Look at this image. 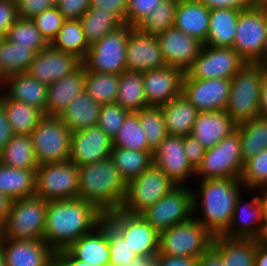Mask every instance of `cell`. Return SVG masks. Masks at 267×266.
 Instances as JSON below:
<instances>
[{"instance_id": "1", "label": "cell", "mask_w": 267, "mask_h": 266, "mask_svg": "<svg viewBox=\"0 0 267 266\" xmlns=\"http://www.w3.org/2000/svg\"><path fill=\"white\" fill-rule=\"evenodd\" d=\"M104 217L95 204L80 198L48 201L44 241L54 251L67 249L100 225Z\"/></svg>"}, {"instance_id": "2", "label": "cell", "mask_w": 267, "mask_h": 266, "mask_svg": "<svg viewBox=\"0 0 267 266\" xmlns=\"http://www.w3.org/2000/svg\"><path fill=\"white\" fill-rule=\"evenodd\" d=\"M198 186V191L192 190L193 217L213 236L222 235L231 223L237 198L246 188L240 178L202 179Z\"/></svg>"}, {"instance_id": "3", "label": "cell", "mask_w": 267, "mask_h": 266, "mask_svg": "<svg viewBox=\"0 0 267 266\" xmlns=\"http://www.w3.org/2000/svg\"><path fill=\"white\" fill-rule=\"evenodd\" d=\"M127 183L111 157L79 166L77 198L95 204L104 214L122 207Z\"/></svg>"}, {"instance_id": "4", "label": "cell", "mask_w": 267, "mask_h": 266, "mask_svg": "<svg viewBox=\"0 0 267 266\" xmlns=\"http://www.w3.org/2000/svg\"><path fill=\"white\" fill-rule=\"evenodd\" d=\"M47 206L48 200L36 195L11 200L0 235L10 240H44Z\"/></svg>"}, {"instance_id": "5", "label": "cell", "mask_w": 267, "mask_h": 266, "mask_svg": "<svg viewBox=\"0 0 267 266\" xmlns=\"http://www.w3.org/2000/svg\"><path fill=\"white\" fill-rule=\"evenodd\" d=\"M263 74L256 63H245L231 78L229 102L225 111L237 124L260 116Z\"/></svg>"}, {"instance_id": "6", "label": "cell", "mask_w": 267, "mask_h": 266, "mask_svg": "<svg viewBox=\"0 0 267 266\" xmlns=\"http://www.w3.org/2000/svg\"><path fill=\"white\" fill-rule=\"evenodd\" d=\"M214 236L194 217L160 232L159 254L199 258Z\"/></svg>"}, {"instance_id": "7", "label": "cell", "mask_w": 267, "mask_h": 266, "mask_svg": "<svg viewBox=\"0 0 267 266\" xmlns=\"http://www.w3.org/2000/svg\"><path fill=\"white\" fill-rule=\"evenodd\" d=\"M130 26L124 23L91 45L82 60L90 72L121 74L126 70V47Z\"/></svg>"}, {"instance_id": "8", "label": "cell", "mask_w": 267, "mask_h": 266, "mask_svg": "<svg viewBox=\"0 0 267 266\" xmlns=\"http://www.w3.org/2000/svg\"><path fill=\"white\" fill-rule=\"evenodd\" d=\"M71 134L59 117L44 116L30 134L37 164L68 161Z\"/></svg>"}, {"instance_id": "9", "label": "cell", "mask_w": 267, "mask_h": 266, "mask_svg": "<svg viewBox=\"0 0 267 266\" xmlns=\"http://www.w3.org/2000/svg\"><path fill=\"white\" fill-rule=\"evenodd\" d=\"M244 163L240 137L235 131L205 151L201 164L195 170V177L200 180L241 178Z\"/></svg>"}, {"instance_id": "10", "label": "cell", "mask_w": 267, "mask_h": 266, "mask_svg": "<svg viewBox=\"0 0 267 266\" xmlns=\"http://www.w3.org/2000/svg\"><path fill=\"white\" fill-rule=\"evenodd\" d=\"M79 167L73 161L38 165L35 169V195L45 200L77 198Z\"/></svg>"}, {"instance_id": "11", "label": "cell", "mask_w": 267, "mask_h": 266, "mask_svg": "<svg viewBox=\"0 0 267 266\" xmlns=\"http://www.w3.org/2000/svg\"><path fill=\"white\" fill-rule=\"evenodd\" d=\"M176 187V184L152 164L127 183L125 200L120 209L129 214H141Z\"/></svg>"}, {"instance_id": "12", "label": "cell", "mask_w": 267, "mask_h": 266, "mask_svg": "<svg viewBox=\"0 0 267 266\" xmlns=\"http://www.w3.org/2000/svg\"><path fill=\"white\" fill-rule=\"evenodd\" d=\"M104 219L126 240L137 256L155 257L159 253L160 233L140 214L121 209L105 214Z\"/></svg>"}, {"instance_id": "13", "label": "cell", "mask_w": 267, "mask_h": 266, "mask_svg": "<svg viewBox=\"0 0 267 266\" xmlns=\"http://www.w3.org/2000/svg\"><path fill=\"white\" fill-rule=\"evenodd\" d=\"M192 186H177L140 215L159 233L193 217Z\"/></svg>"}, {"instance_id": "14", "label": "cell", "mask_w": 267, "mask_h": 266, "mask_svg": "<svg viewBox=\"0 0 267 266\" xmlns=\"http://www.w3.org/2000/svg\"><path fill=\"white\" fill-rule=\"evenodd\" d=\"M235 32L232 48L246 63H256L267 42V9L242 10Z\"/></svg>"}, {"instance_id": "15", "label": "cell", "mask_w": 267, "mask_h": 266, "mask_svg": "<svg viewBox=\"0 0 267 266\" xmlns=\"http://www.w3.org/2000/svg\"><path fill=\"white\" fill-rule=\"evenodd\" d=\"M245 63L232 47L204 45L185 73L190 78L197 79H231Z\"/></svg>"}, {"instance_id": "16", "label": "cell", "mask_w": 267, "mask_h": 266, "mask_svg": "<svg viewBox=\"0 0 267 266\" xmlns=\"http://www.w3.org/2000/svg\"><path fill=\"white\" fill-rule=\"evenodd\" d=\"M230 90L231 79L183 77L182 94L199 112L226 110Z\"/></svg>"}, {"instance_id": "17", "label": "cell", "mask_w": 267, "mask_h": 266, "mask_svg": "<svg viewBox=\"0 0 267 266\" xmlns=\"http://www.w3.org/2000/svg\"><path fill=\"white\" fill-rule=\"evenodd\" d=\"M153 164L176 186H187L186 181L195 177V169L185 155L181 136L168 135L153 152Z\"/></svg>"}, {"instance_id": "18", "label": "cell", "mask_w": 267, "mask_h": 266, "mask_svg": "<svg viewBox=\"0 0 267 266\" xmlns=\"http://www.w3.org/2000/svg\"><path fill=\"white\" fill-rule=\"evenodd\" d=\"M82 60L70 52L53 48L49 45L36 53L27 73L43 84L49 86L76 71Z\"/></svg>"}, {"instance_id": "19", "label": "cell", "mask_w": 267, "mask_h": 266, "mask_svg": "<svg viewBox=\"0 0 267 266\" xmlns=\"http://www.w3.org/2000/svg\"><path fill=\"white\" fill-rule=\"evenodd\" d=\"M166 66L180 68L184 73L204 47V43L174 26L156 35Z\"/></svg>"}, {"instance_id": "20", "label": "cell", "mask_w": 267, "mask_h": 266, "mask_svg": "<svg viewBox=\"0 0 267 266\" xmlns=\"http://www.w3.org/2000/svg\"><path fill=\"white\" fill-rule=\"evenodd\" d=\"M113 140L98 126L72 132L70 161L78 167L111 157Z\"/></svg>"}, {"instance_id": "21", "label": "cell", "mask_w": 267, "mask_h": 266, "mask_svg": "<svg viewBox=\"0 0 267 266\" xmlns=\"http://www.w3.org/2000/svg\"><path fill=\"white\" fill-rule=\"evenodd\" d=\"M165 66L156 35L143 33L130 26L126 47V70L145 72Z\"/></svg>"}, {"instance_id": "22", "label": "cell", "mask_w": 267, "mask_h": 266, "mask_svg": "<svg viewBox=\"0 0 267 266\" xmlns=\"http://www.w3.org/2000/svg\"><path fill=\"white\" fill-rule=\"evenodd\" d=\"M184 74L172 66L142 72L148 106H161L180 96Z\"/></svg>"}, {"instance_id": "23", "label": "cell", "mask_w": 267, "mask_h": 266, "mask_svg": "<svg viewBox=\"0 0 267 266\" xmlns=\"http://www.w3.org/2000/svg\"><path fill=\"white\" fill-rule=\"evenodd\" d=\"M254 193L256 190H245L237 198L235 210L228 229L222 234L229 238L257 239L263 224V205L260 194L253 195L245 202L244 193Z\"/></svg>"}, {"instance_id": "24", "label": "cell", "mask_w": 267, "mask_h": 266, "mask_svg": "<svg viewBox=\"0 0 267 266\" xmlns=\"http://www.w3.org/2000/svg\"><path fill=\"white\" fill-rule=\"evenodd\" d=\"M54 255L44 240L4 239L6 266H54Z\"/></svg>"}, {"instance_id": "25", "label": "cell", "mask_w": 267, "mask_h": 266, "mask_svg": "<svg viewBox=\"0 0 267 266\" xmlns=\"http://www.w3.org/2000/svg\"><path fill=\"white\" fill-rule=\"evenodd\" d=\"M67 250L76 259L92 266H109V223L104 219L90 233L73 242Z\"/></svg>"}, {"instance_id": "26", "label": "cell", "mask_w": 267, "mask_h": 266, "mask_svg": "<svg viewBox=\"0 0 267 266\" xmlns=\"http://www.w3.org/2000/svg\"><path fill=\"white\" fill-rule=\"evenodd\" d=\"M237 123L225 110L198 112L192 127L193 135L207 150L236 131Z\"/></svg>"}, {"instance_id": "27", "label": "cell", "mask_w": 267, "mask_h": 266, "mask_svg": "<svg viewBox=\"0 0 267 266\" xmlns=\"http://www.w3.org/2000/svg\"><path fill=\"white\" fill-rule=\"evenodd\" d=\"M0 88L9 99L34 106L40 109L45 116L48 86L27 72L7 76L0 82Z\"/></svg>"}, {"instance_id": "28", "label": "cell", "mask_w": 267, "mask_h": 266, "mask_svg": "<svg viewBox=\"0 0 267 266\" xmlns=\"http://www.w3.org/2000/svg\"><path fill=\"white\" fill-rule=\"evenodd\" d=\"M209 19L210 10L200 0H179L173 26L205 44Z\"/></svg>"}, {"instance_id": "29", "label": "cell", "mask_w": 267, "mask_h": 266, "mask_svg": "<svg viewBox=\"0 0 267 266\" xmlns=\"http://www.w3.org/2000/svg\"><path fill=\"white\" fill-rule=\"evenodd\" d=\"M85 68L81 65L73 73L48 86L45 116L58 117L67 105L84 90Z\"/></svg>"}, {"instance_id": "30", "label": "cell", "mask_w": 267, "mask_h": 266, "mask_svg": "<svg viewBox=\"0 0 267 266\" xmlns=\"http://www.w3.org/2000/svg\"><path fill=\"white\" fill-rule=\"evenodd\" d=\"M257 239L214 236L211 247L221 256L225 266H254Z\"/></svg>"}, {"instance_id": "31", "label": "cell", "mask_w": 267, "mask_h": 266, "mask_svg": "<svg viewBox=\"0 0 267 266\" xmlns=\"http://www.w3.org/2000/svg\"><path fill=\"white\" fill-rule=\"evenodd\" d=\"M241 11L232 8L210 10L209 31L204 45L233 47Z\"/></svg>"}, {"instance_id": "32", "label": "cell", "mask_w": 267, "mask_h": 266, "mask_svg": "<svg viewBox=\"0 0 267 266\" xmlns=\"http://www.w3.org/2000/svg\"><path fill=\"white\" fill-rule=\"evenodd\" d=\"M102 105L95 102L84 90L78 94L58 117L71 131L97 126Z\"/></svg>"}, {"instance_id": "33", "label": "cell", "mask_w": 267, "mask_h": 266, "mask_svg": "<svg viewBox=\"0 0 267 266\" xmlns=\"http://www.w3.org/2000/svg\"><path fill=\"white\" fill-rule=\"evenodd\" d=\"M167 132L170 136H186L192 131L198 110L181 94L161 105Z\"/></svg>"}, {"instance_id": "34", "label": "cell", "mask_w": 267, "mask_h": 266, "mask_svg": "<svg viewBox=\"0 0 267 266\" xmlns=\"http://www.w3.org/2000/svg\"><path fill=\"white\" fill-rule=\"evenodd\" d=\"M0 104L4 107L7 119L14 134H31L44 117V113L21 101L9 99L0 90Z\"/></svg>"}, {"instance_id": "35", "label": "cell", "mask_w": 267, "mask_h": 266, "mask_svg": "<svg viewBox=\"0 0 267 266\" xmlns=\"http://www.w3.org/2000/svg\"><path fill=\"white\" fill-rule=\"evenodd\" d=\"M0 192L10 200L35 195V170L9 167L0 163Z\"/></svg>"}, {"instance_id": "36", "label": "cell", "mask_w": 267, "mask_h": 266, "mask_svg": "<svg viewBox=\"0 0 267 266\" xmlns=\"http://www.w3.org/2000/svg\"><path fill=\"white\" fill-rule=\"evenodd\" d=\"M0 163L25 170L38 167L32 139L29 134H15L0 151Z\"/></svg>"}, {"instance_id": "37", "label": "cell", "mask_w": 267, "mask_h": 266, "mask_svg": "<svg viewBox=\"0 0 267 266\" xmlns=\"http://www.w3.org/2000/svg\"><path fill=\"white\" fill-rule=\"evenodd\" d=\"M116 103L130 112L148 107L142 72L125 70L120 74Z\"/></svg>"}, {"instance_id": "38", "label": "cell", "mask_w": 267, "mask_h": 266, "mask_svg": "<svg viewBox=\"0 0 267 266\" xmlns=\"http://www.w3.org/2000/svg\"><path fill=\"white\" fill-rule=\"evenodd\" d=\"M36 51L16 45L6 38L0 41V82L12 74L27 72Z\"/></svg>"}, {"instance_id": "39", "label": "cell", "mask_w": 267, "mask_h": 266, "mask_svg": "<svg viewBox=\"0 0 267 266\" xmlns=\"http://www.w3.org/2000/svg\"><path fill=\"white\" fill-rule=\"evenodd\" d=\"M236 131L240 137L244 162L267 148V119L259 116L239 123Z\"/></svg>"}, {"instance_id": "40", "label": "cell", "mask_w": 267, "mask_h": 266, "mask_svg": "<svg viewBox=\"0 0 267 266\" xmlns=\"http://www.w3.org/2000/svg\"><path fill=\"white\" fill-rule=\"evenodd\" d=\"M80 22L89 46L124 24L112 11L100 10L97 7H89Z\"/></svg>"}, {"instance_id": "41", "label": "cell", "mask_w": 267, "mask_h": 266, "mask_svg": "<svg viewBox=\"0 0 267 266\" xmlns=\"http://www.w3.org/2000/svg\"><path fill=\"white\" fill-rule=\"evenodd\" d=\"M111 158L126 183L138 177L153 164L152 151L113 147Z\"/></svg>"}, {"instance_id": "42", "label": "cell", "mask_w": 267, "mask_h": 266, "mask_svg": "<svg viewBox=\"0 0 267 266\" xmlns=\"http://www.w3.org/2000/svg\"><path fill=\"white\" fill-rule=\"evenodd\" d=\"M53 48L70 52L83 60L89 49L80 20L66 19L55 38L49 44Z\"/></svg>"}, {"instance_id": "43", "label": "cell", "mask_w": 267, "mask_h": 266, "mask_svg": "<svg viewBox=\"0 0 267 266\" xmlns=\"http://www.w3.org/2000/svg\"><path fill=\"white\" fill-rule=\"evenodd\" d=\"M120 74L90 72L85 69L84 91L100 105L115 103Z\"/></svg>"}, {"instance_id": "44", "label": "cell", "mask_w": 267, "mask_h": 266, "mask_svg": "<svg viewBox=\"0 0 267 266\" xmlns=\"http://www.w3.org/2000/svg\"><path fill=\"white\" fill-rule=\"evenodd\" d=\"M139 122L144 131L148 148L154 152L169 135L161 106H148L138 112Z\"/></svg>"}, {"instance_id": "45", "label": "cell", "mask_w": 267, "mask_h": 266, "mask_svg": "<svg viewBox=\"0 0 267 266\" xmlns=\"http://www.w3.org/2000/svg\"><path fill=\"white\" fill-rule=\"evenodd\" d=\"M178 1H160L156 8L140 21L136 28L143 33L158 35L173 27Z\"/></svg>"}, {"instance_id": "46", "label": "cell", "mask_w": 267, "mask_h": 266, "mask_svg": "<svg viewBox=\"0 0 267 266\" xmlns=\"http://www.w3.org/2000/svg\"><path fill=\"white\" fill-rule=\"evenodd\" d=\"M5 38L16 45L28 46V48L39 52L49 46V43L36 28L30 18H20L11 25L5 34Z\"/></svg>"}, {"instance_id": "47", "label": "cell", "mask_w": 267, "mask_h": 266, "mask_svg": "<svg viewBox=\"0 0 267 266\" xmlns=\"http://www.w3.org/2000/svg\"><path fill=\"white\" fill-rule=\"evenodd\" d=\"M113 147L136 151H151L148 148L144 131L139 122V116L131 112L125 119L118 134L113 139Z\"/></svg>"}, {"instance_id": "48", "label": "cell", "mask_w": 267, "mask_h": 266, "mask_svg": "<svg viewBox=\"0 0 267 266\" xmlns=\"http://www.w3.org/2000/svg\"><path fill=\"white\" fill-rule=\"evenodd\" d=\"M240 180L246 190L267 188V148L245 161Z\"/></svg>"}, {"instance_id": "49", "label": "cell", "mask_w": 267, "mask_h": 266, "mask_svg": "<svg viewBox=\"0 0 267 266\" xmlns=\"http://www.w3.org/2000/svg\"><path fill=\"white\" fill-rule=\"evenodd\" d=\"M130 113L116 102L102 105L97 126L113 140Z\"/></svg>"}, {"instance_id": "50", "label": "cell", "mask_w": 267, "mask_h": 266, "mask_svg": "<svg viewBox=\"0 0 267 266\" xmlns=\"http://www.w3.org/2000/svg\"><path fill=\"white\" fill-rule=\"evenodd\" d=\"M109 266H129L137 257L126 240L109 224Z\"/></svg>"}, {"instance_id": "51", "label": "cell", "mask_w": 267, "mask_h": 266, "mask_svg": "<svg viewBox=\"0 0 267 266\" xmlns=\"http://www.w3.org/2000/svg\"><path fill=\"white\" fill-rule=\"evenodd\" d=\"M32 20L42 36L50 44L66 20L57 6L35 15Z\"/></svg>"}, {"instance_id": "52", "label": "cell", "mask_w": 267, "mask_h": 266, "mask_svg": "<svg viewBox=\"0 0 267 266\" xmlns=\"http://www.w3.org/2000/svg\"><path fill=\"white\" fill-rule=\"evenodd\" d=\"M162 0H128L126 24L136 27Z\"/></svg>"}, {"instance_id": "53", "label": "cell", "mask_w": 267, "mask_h": 266, "mask_svg": "<svg viewBox=\"0 0 267 266\" xmlns=\"http://www.w3.org/2000/svg\"><path fill=\"white\" fill-rule=\"evenodd\" d=\"M15 4L18 17L30 19L55 6L52 0H15Z\"/></svg>"}, {"instance_id": "54", "label": "cell", "mask_w": 267, "mask_h": 266, "mask_svg": "<svg viewBox=\"0 0 267 266\" xmlns=\"http://www.w3.org/2000/svg\"><path fill=\"white\" fill-rule=\"evenodd\" d=\"M90 3L91 0H61L57 7L65 19L80 20Z\"/></svg>"}, {"instance_id": "55", "label": "cell", "mask_w": 267, "mask_h": 266, "mask_svg": "<svg viewBox=\"0 0 267 266\" xmlns=\"http://www.w3.org/2000/svg\"><path fill=\"white\" fill-rule=\"evenodd\" d=\"M183 146L190 165L196 170L202 162L206 149L191 134L183 136Z\"/></svg>"}, {"instance_id": "56", "label": "cell", "mask_w": 267, "mask_h": 266, "mask_svg": "<svg viewBox=\"0 0 267 266\" xmlns=\"http://www.w3.org/2000/svg\"><path fill=\"white\" fill-rule=\"evenodd\" d=\"M128 0H91L90 7L112 11L123 23H126Z\"/></svg>"}, {"instance_id": "57", "label": "cell", "mask_w": 267, "mask_h": 266, "mask_svg": "<svg viewBox=\"0 0 267 266\" xmlns=\"http://www.w3.org/2000/svg\"><path fill=\"white\" fill-rule=\"evenodd\" d=\"M17 19L15 0H0V30L6 34Z\"/></svg>"}, {"instance_id": "58", "label": "cell", "mask_w": 267, "mask_h": 266, "mask_svg": "<svg viewBox=\"0 0 267 266\" xmlns=\"http://www.w3.org/2000/svg\"><path fill=\"white\" fill-rule=\"evenodd\" d=\"M198 258L157 254L155 266H197Z\"/></svg>"}, {"instance_id": "59", "label": "cell", "mask_w": 267, "mask_h": 266, "mask_svg": "<svg viewBox=\"0 0 267 266\" xmlns=\"http://www.w3.org/2000/svg\"><path fill=\"white\" fill-rule=\"evenodd\" d=\"M209 10L232 8L246 10L251 8L249 0H200Z\"/></svg>"}, {"instance_id": "60", "label": "cell", "mask_w": 267, "mask_h": 266, "mask_svg": "<svg viewBox=\"0 0 267 266\" xmlns=\"http://www.w3.org/2000/svg\"><path fill=\"white\" fill-rule=\"evenodd\" d=\"M54 266H92L76 259L67 249L55 251Z\"/></svg>"}, {"instance_id": "61", "label": "cell", "mask_w": 267, "mask_h": 266, "mask_svg": "<svg viewBox=\"0 0 267 266\" xmlns=\"http://www.w3.org/2000/svg\"><path fill=\"white\" fill-rule=\"evenodd\" d=\"M15 134L11 128L9 120L7 119L5 109L0 104V151L13 138Z\"/></svg>"}, {"instance_id": "62", "label": "cell", "mask_w": 267, "mask_h": 266, "mask_svg": "<svg viewBox=\"0 0 267 266\" xmlns=\"http://www.w3.org/2000/svg\"><path fill=\"white\" fill-rule=\"evenodd\" d=\"M197 266H225L221 256L210 247L198 258Z\"/></svg>"}, {"instance_id": "63", "label": "cell", "mask_w": 267, "mask_h": 266, "mask_svg": "<svg viewBox=\"0 0 267 266\" xmlns=\"http://www.w3.org/2000/svg\"><path fill=\"white\" fill-rule=\"evenodd\" d=\"M260 117L267 119V75L263 74L260 94Z\"/></svg>"}, {"instance_id": "64", "label": "cell", "mask_w": 267, "mask_h": 266, "mask_svg": "<svg viewBox=\"0 0 267 266\" xmlns=\"http://www.w3.org/2000/svg\"><path fill=\"white\" fill-rule=\"evenodd\" d=\"M10 199L0 192V229L3 227L8 209L10 205Z\"/></svg>"}, {"instance_id": "65", "label": "cell", "mask_w": 267, "mask_h": 266, "mask_svg": "<svg viewBox=\"0 0 267 266\" xmlns=\"http://www.w3.org/2000/svg\"><path fill=\"white\" fill-rule=\"evenodd\" d=\"M254 266H267V248L258 243L256 245Z\"/></svg>"}, {"instance_id": "66", "label": "cell", "mask_w": 267, "mask_h": 266, "mask_svg": "<svg viewBox=\"0 0 267 266\" xmlns=\"http://www.w3.org/2000/svg\"><path fill=\"white\" fill-rule=\"evenodd\" d=\"M129 266H155V257L137 256Z\"/></svg>"}, {"instance_id": "67", "label": "cell", "mask_w": 267, "mask_h": 266, "mask_svg": "<svg viewBox=\"0 0 267 266\" xmlns=\"http://www.w3.org/2000/svg\"><path fill=\"white\" fill-rule=\"evenodd\" d=\"M260 193V200L263 205V222H267V188L256 190Z\"/></svg>"}, {"instance_id": "68", "label": "cell", "mask_w": 267, "mask_h": 266, "mask_svg": "<svg viewBox=\"0 0 267 266\" xmlns=\"http://www.w3.org/2000/svg\"><path fill=\"white\" fill-rule=\"evenodd\" d=\"M257 243L267 248V222H263Z\"/></svg>"}, {"instance_id": "69", "label": "cell", "mask_w": 267, "mask_h": 266, "mask_svg": "<svg viewBox=\"0 0 267 266\" xmlns=\"http://www.w3.org/2000/svg\"><path fill=\"white\" fill-rule=\"evenodd\" d=\"M261 71L267 75V51H264L260 59L256 62Z\"/></svg>"}, {"instance_id": "70", "label": "cell", "mask_w": 267, "mask_h": 266, "mask_svg": "<svg viewBox=\"0 0 267 266\" xmlns=\"http://www.w3.org/2000/svg\"><path fill=\"white\" fill-rule=\"evenodd\" d=\"M251 8L267 9V0H249Z\"/></svg>"}, {"instance_id": "71", "label": "cell", "mask_w": 267, "mask_h": 266, "mask_svg": "<svg viewBox=\"0 0 267 266\" xmlns=\"http://www.w3.org/2000/svg\"><path fill=\"white\" fill-rule=\"evenodd\" d=\"M0 266H6L4 257V239L0 235Z\"/></svg>"}, {"instance_id": "72", "label": "cell", "mask_w": 267, "mask_h": 266, "mask_svg": "<svg viewBox=\"0 0 267 266\" xmlns=\"http://www.w3.org/2000/svg\"><path fill=\"white\" fill-rule=\"evenodd\" d=\"M5 38V34L0 30V41Z\"/></svg>"}, {"instance_id": "73", "label": "cell", "mask_w": 267, "mask_h": 266, "mask_svg": "<svg viewBox=\"0 0 267 266\" xmlns=\"http://www.w3.org/2000/svg\"><path fill=\"white\" fill-rule=\"evenodd\" d=\"M52 2L55 6H57L61 2V0H52Z\"/></svg>"}, {"instance_id": "74", "label": "cell", "mask_w": 267, "mask_h": 266, "mask_svg": "<svg viewBox=\"0 0 267 266\" xmlns=\"http://www.w3.org/2000/svg\"><path fill=\"white\" fill-rule=\"evenodd\" d=\"M264 51H267V42H266V46H265V49H264Z\"/></svg>"}]
</instances>
